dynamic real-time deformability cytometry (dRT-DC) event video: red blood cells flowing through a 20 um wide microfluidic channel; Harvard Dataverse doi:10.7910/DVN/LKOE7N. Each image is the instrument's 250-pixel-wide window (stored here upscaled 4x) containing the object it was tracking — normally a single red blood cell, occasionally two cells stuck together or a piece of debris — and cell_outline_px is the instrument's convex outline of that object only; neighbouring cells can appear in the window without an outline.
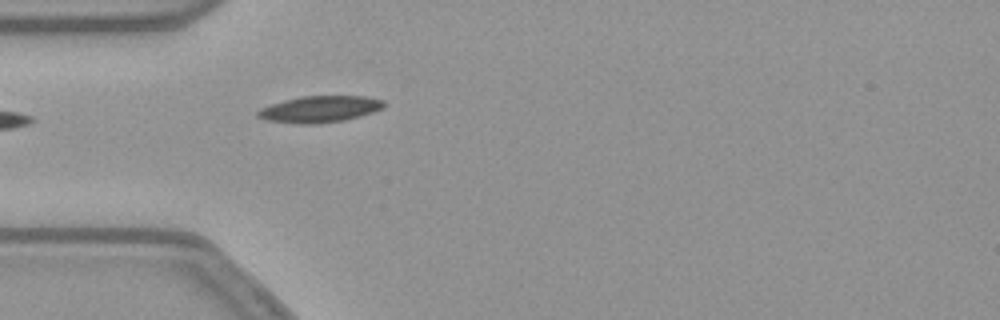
{"species": "common noctule bat (a hibernating species)", "species_latin": "Nyctalus noctula", "temperature_condition": "warm", "stored_images_in_passage": 14, "camera_frame_rate_fps": 3000, "um_per_image_px": 0.085, "animal": {"sex": "female", "body_mass_g": 21.9}, "frame": {"image": 1, "passage_image": 1, "time_ms": 0.0, "image_size_px": [1000, 320], "cell_outline_px": [[384, 108], [360, 116], [344, 120], [316, 124], [300, 124], [264, 120], [256, 116], [256, 112], [260, 108], [284, 100], [300, 96], [364, 96], [384, 100]], "centroid_in_image_um": [27.15, 9.28], "position_along_channel_um": 57.8, "area_um2": 19.54}}
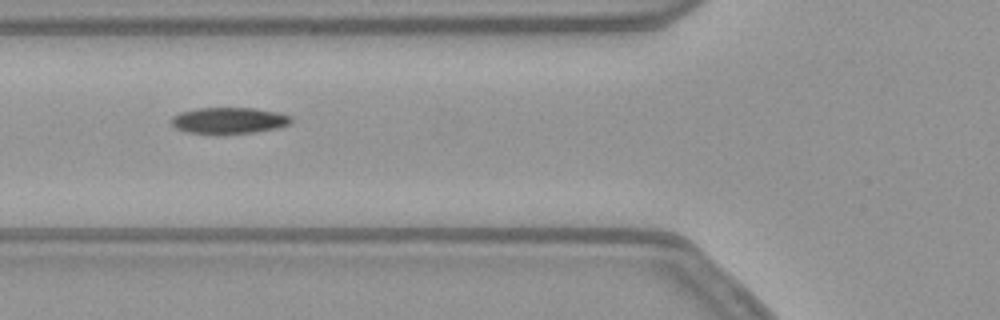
{"frame": {"image": 2, "passage_image": 5, "time_ms": 1.333, "image_size_px": [1000, 320], "cell_outline_px": [[292, 120], [288, 124], [276, 128], [252, 132], [216, 136], [188, 132], [176, 128], [168, 120], [172, 116], [180, 112], [196, 108], [252, 108], [276, 112], [288, 116]], "centroid_in_image_um": [19.35, 10.27], "position_along_channel_um": 106.5, "area_um2": 18.61}}
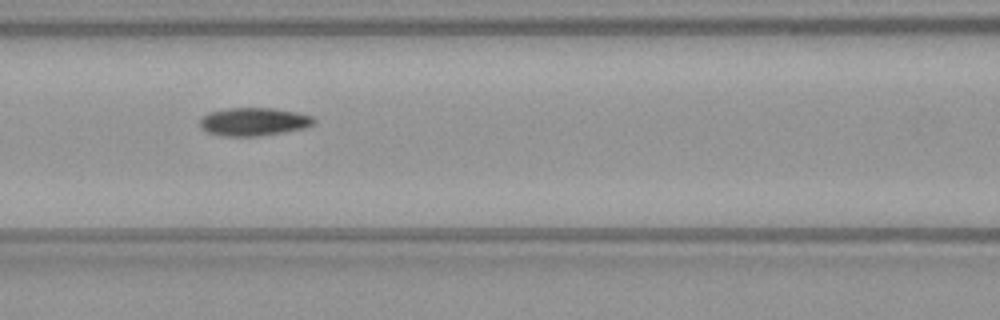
{"frame": {"image": 3, "passage_image": 8, "time_ms": 2.333, "image_size_px": [1000, 320], "cell_outline_px": [[316, 120], [312, 124], [304, 128], [284, 132], [260, 136], [220, 136], [208, 132], [200, 128], [200, 120], [208, 112], [228, 108], [272, 108], [296, 112], [312, 116]], "centroid_in_image_um": [21.54, 10.35], "position_along_channel_um": 145.1, "area_um2": 18.67}}